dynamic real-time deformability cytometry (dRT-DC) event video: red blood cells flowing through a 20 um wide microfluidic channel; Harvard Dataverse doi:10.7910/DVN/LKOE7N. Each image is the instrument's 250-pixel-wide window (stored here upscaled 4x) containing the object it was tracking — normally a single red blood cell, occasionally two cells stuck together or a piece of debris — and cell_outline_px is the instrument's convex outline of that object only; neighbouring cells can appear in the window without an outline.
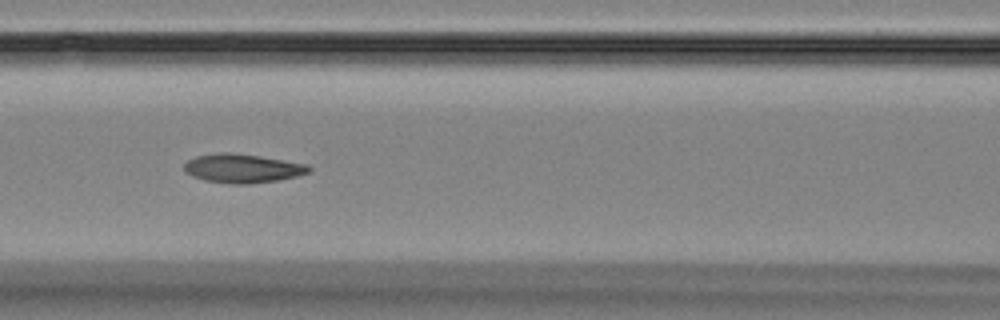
{"species": "Egyptian fruit bat (a non-hibernating species)", "species_latin": "Rousettus aegyptiacus", "temperature_condition": "room temperature", "stored_images_in_passage": 6, "camera_frame_rate_fps": 3000, "um_per_image_px": 0.085, "animal": {"sex": "female"}, "frame": {"image": 1, "passage_image": 5, "time_ms": 4.667, "image_size_px": [1000, 320], "cell_outline_px": [[312, 172], [296, 176], [276, 180], [248, 184], [232, 184], [204, 180], [192, 176], [184, 172], [184, 164], [188, 160], [196, 156], [220, 152], [228, 152], [260, 156], [308, 164], [312, 168]], "centroid_in_image_um": [20.61, 14.31], "position_along_channel_um": 146.0, "area_um2": 21.04}}
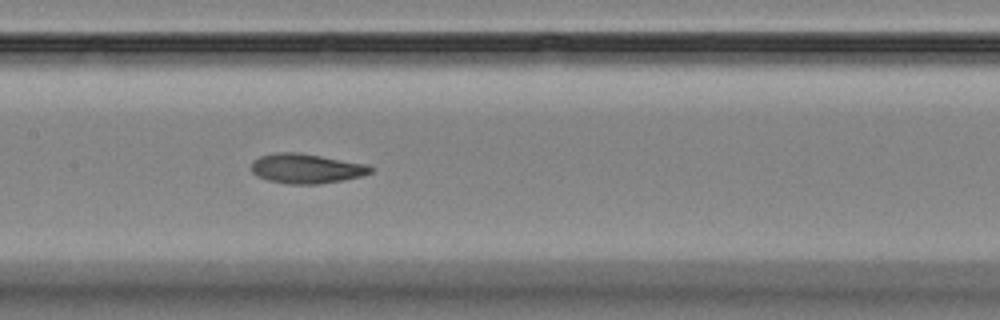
{"frame": {"image": 2, "passage_image": 6, "time_ms": 5.667, "image_size_px": [1000, 320], "cell_outline_px": [[372, 172], [360, 176], [320, 184], [288, 184], [268, 180], [256, 176], [252, 172], [252, 160], [260, 156], [276, 152], [300, 152], [368, 164], [372, 168]], "centroid_in_image_um": [26.01, 14.31], "position_along_channel_um": 181.4, "area_um2": 20.69}}